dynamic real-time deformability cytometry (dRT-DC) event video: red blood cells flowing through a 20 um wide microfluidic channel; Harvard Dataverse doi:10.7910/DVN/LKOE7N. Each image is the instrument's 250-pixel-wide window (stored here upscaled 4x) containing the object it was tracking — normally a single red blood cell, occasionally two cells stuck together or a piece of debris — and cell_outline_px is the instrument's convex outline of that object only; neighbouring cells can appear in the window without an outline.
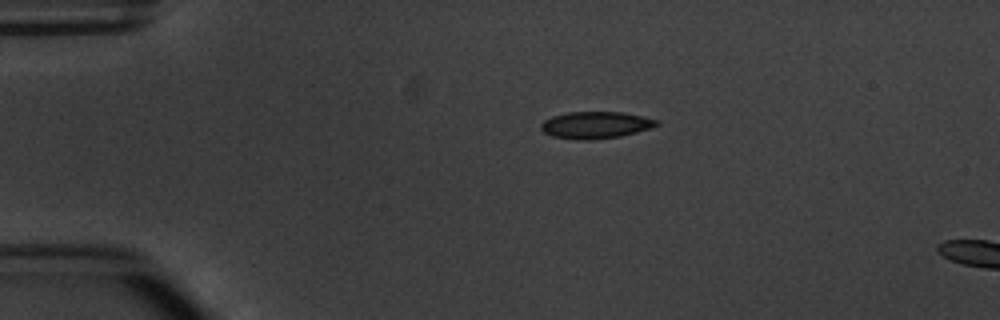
{"species": "common noctule bat (a hibernating species)", "species_latin": "Nyctalus noctula", "temperature_condition": "warm", "stored_images_in_passage": 2, "camera_frame_rate_fps": 3000, "um_per_image_px": 0.085, "animal": {"sex": "male", "body_mass_g": 20.1, "forearm_length_mm": 53.5}, "frame": {"image": 1, "passage_image": 1, "time_ms": 0.0, "image_size_px": [1000, 320], "cell_outline_px": [[660, 124], [652, 128], [620, 136], [588, 140], [584, 140], [552, 136], [544, 132], [540, 128], [540, 124], [544, 120], [552, 116], [568, 112], [624, 112], [660, 120]], "centroid_in_image_um": [50.65, 10.61], "position_along_channel_um": 34.3, "area_um2": 18.15}}